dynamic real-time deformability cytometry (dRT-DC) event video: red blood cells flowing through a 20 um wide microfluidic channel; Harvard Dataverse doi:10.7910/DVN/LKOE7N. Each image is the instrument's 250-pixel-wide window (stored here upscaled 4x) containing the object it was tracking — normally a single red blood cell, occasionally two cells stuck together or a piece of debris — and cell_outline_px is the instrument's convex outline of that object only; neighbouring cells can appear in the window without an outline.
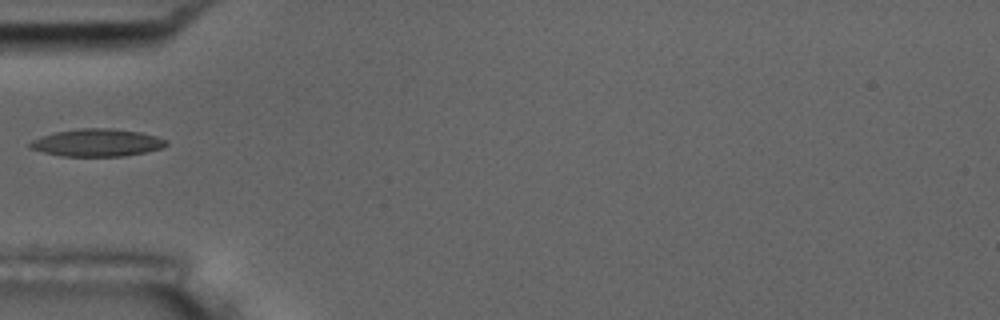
{"species": "common noctule bat (a hibernating species)", "species_latin": "Nyctalus noctula", "temperature_condition": "room temperature", "stored_images_in_passage": 5, "camera_frame_rate_fps": 3000, "um_per_image_px": 0.085, "animal": {"sex": "male", "body_mass_g": 17.5, "forearm_length_mm": 52.3}, "frame": {"image": 1, "passage_image": 5, "time_ms": 1.333, "image_size_px": [1000, 320], "cell_outline_px": [[168, 144], [164, 148], [124, 156], [60, 156], [28, 148], [28, 144], [32, 140], [40, 136], [56, 132], [80, 128], [108, 128], [140, 132], [156, 136], [168, 140]], "centroid_in_image_um": [8.25, 12.13], "position_along_channel_um": 76.8, "area_um2": 21.91}}